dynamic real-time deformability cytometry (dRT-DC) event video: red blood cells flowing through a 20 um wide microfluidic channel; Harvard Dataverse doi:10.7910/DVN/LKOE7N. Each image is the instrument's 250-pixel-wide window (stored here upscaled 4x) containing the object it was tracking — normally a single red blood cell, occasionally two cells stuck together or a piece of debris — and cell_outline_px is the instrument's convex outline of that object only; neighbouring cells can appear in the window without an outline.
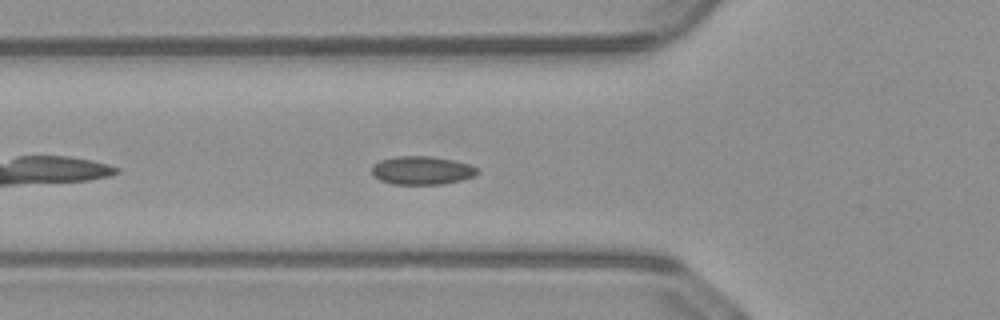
{"species": "common noctule bat (a hibernating species)", "species_latin": "Nyctalus noctula", "temperature_condition": "warm", "stored_images_in_passage": 39, "camera_frame_rate_fps": 3000, "um_per_image_px": 0.085, "animal": {"sex": "male", "body_mass_g": 23.1, "forearm_length_mm": 52.7}, "frame": {"image": 1, "passage_image": 5, "time_ms": 1.333, "image_size_px": [1000, 320], "cell_outline_px": [[480, 172], [472, 176], [460, 180], [444, 184], [392, 184], [380, 180], [372, 176], [372, 164], [380, 160], [396, 156], [432, 156], [452, 160], [468, 164], [480, 168]], "centroid_in_image_um": [35.84, 14.48], "position_along_channel_um": 90.0, "area_um2": 17.57}}
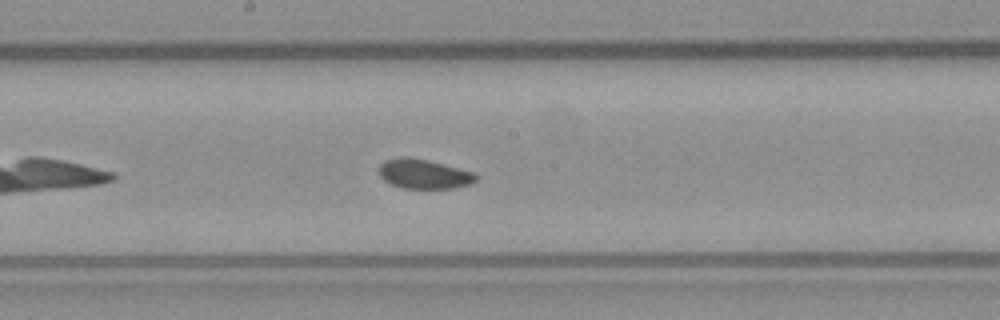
{"frame": {"image": 2, "passage_image": 14, "time_ms": 4.333, "image_size_px": [1000, 320], "cell_outline_px": [[476, 180], [472, 184], [456, 188], [404, 188], [392, 184], [384, 180], [380, 176], [380, 164], [384, 160], [404, 156], [428, 160], [476, 172]], "centroid_in_image_um": [36.06, 14.78], "position_along_channel_um": 212.1, "area_um2": 16.7}}
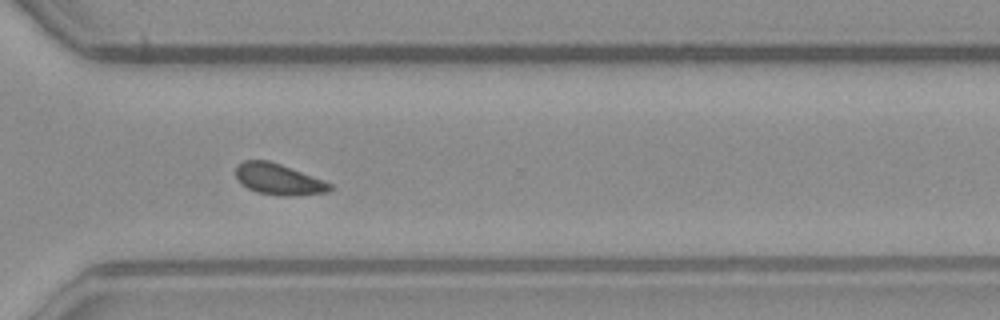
{"frame": {"image": 3, "passage_image": 24, "time_ms": 7.667, "image_size_px": [1000, 320], "cell_outline_px": [[332, 188], [328, 192], [296, 196], [284, 196], [256, 192], [240, 184], [236, 180], [236, 168], [244, 160], [268, 160], [280, 164], [324, 180], [332, 184]], "centroid_in_image_um": [23.67, 15.25], "position_along_channel_um": 346.9, "area_um2": 17.11}}